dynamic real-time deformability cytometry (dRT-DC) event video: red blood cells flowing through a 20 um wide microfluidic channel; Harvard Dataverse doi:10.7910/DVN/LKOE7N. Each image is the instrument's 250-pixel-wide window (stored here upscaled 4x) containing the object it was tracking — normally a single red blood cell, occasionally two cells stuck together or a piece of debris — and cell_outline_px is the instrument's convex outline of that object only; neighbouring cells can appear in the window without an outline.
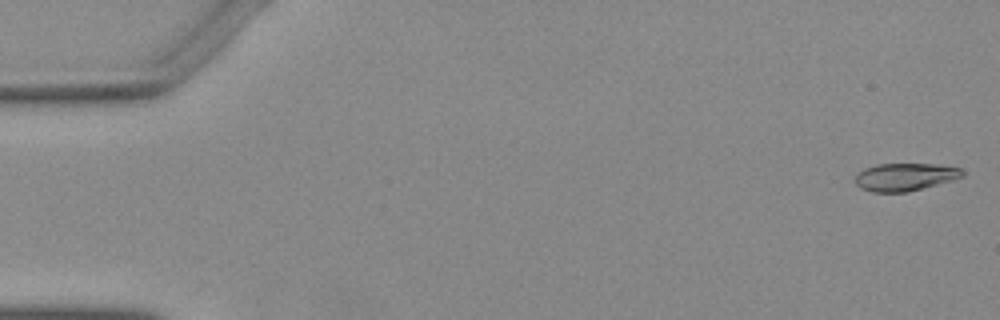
{"species": "Egyptian fruit bat (a non-hibernating species)", "species_latin": "Rousettus aegyptiacus", "temperature_condition": "warm", "stored_images_in_passage": 7, "camera_frame_rate_fps": 3000, "um_per_image_px": 0.085, "animal": {"sex": "female"}, "frame": {"image": 1, "passage_image": 1, "time_ms": 0.0, "image_size_px": [1000, 320], "cell_outline_px": [[964, 176], [952, 180], [908, 192], [872, 192], [860, 188], [856, 184], [856, 176], [864, 168], [876, 164], [940, 164], [964, 168]], "centroid_in_image_um": [76.96, 15.03], "position_along_channel_um": 8.0, "area_um2": 17.4}}